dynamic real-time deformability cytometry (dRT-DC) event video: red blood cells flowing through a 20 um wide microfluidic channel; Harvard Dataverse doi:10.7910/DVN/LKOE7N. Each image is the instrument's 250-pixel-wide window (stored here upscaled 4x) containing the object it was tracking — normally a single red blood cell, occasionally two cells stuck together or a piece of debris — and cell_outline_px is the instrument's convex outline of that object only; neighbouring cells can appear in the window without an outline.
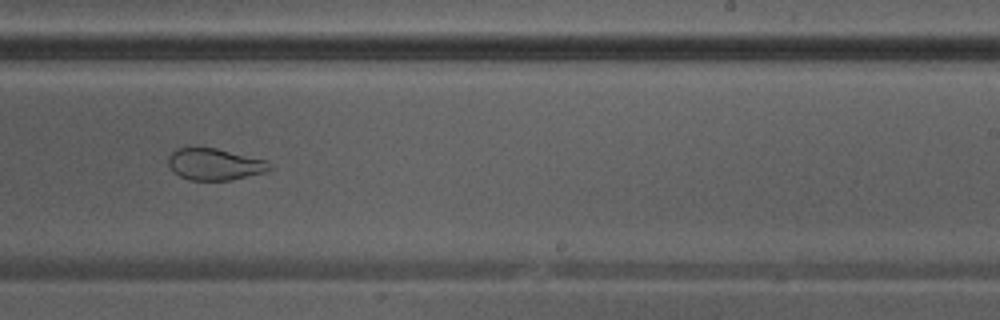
{"species": "Egyptian fruit bat (a non-hibernating species)", "species_latin": "Rousettus aegyptiacus", "temperature_condition": "warm", "stored_images_in_passage": 35, "camera_frame_rate_fps": 3000, "um_per_image_px": 0.085, "animal": {"sex": "male"}, "frame": {"image": 1, "passage_image": 20, "time_ms": 6.333, "image_size_px": [1000, 320], "cell_outline_px": [[272, 168], [268, 172], [232, 180], [188, 180], [180, 176], [168, 164], [168, 156], [176, 148], [216, 148], [268, 160], [272, 164]], "centroid_in_image_um": [18.32, 13.97], "position_along_channel_um": 270.7, "area_um2": 18.84}}